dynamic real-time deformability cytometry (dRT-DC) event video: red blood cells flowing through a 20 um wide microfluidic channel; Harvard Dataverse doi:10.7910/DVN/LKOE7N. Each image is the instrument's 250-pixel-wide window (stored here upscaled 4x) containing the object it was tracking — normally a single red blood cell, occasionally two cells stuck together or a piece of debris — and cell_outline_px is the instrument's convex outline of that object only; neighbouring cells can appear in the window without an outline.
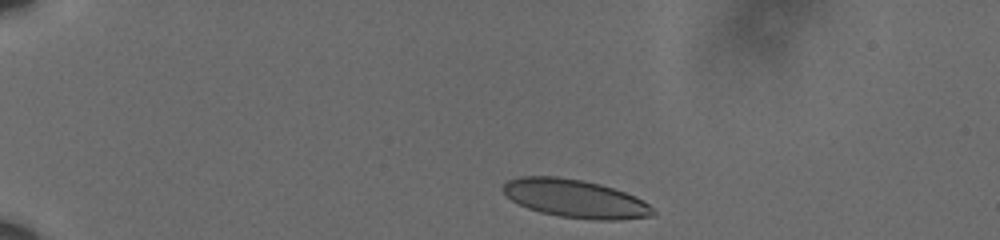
{"species": "human", "species_latin": "Homo sapiens", "temperature_condition": "cold", "stored_images_in_passage": 10, "camera_frame_rate_fps": 3000, "um_per_image_px": 0.085, "donor": {"sex": "male"}, "frame": {"image": 1, "passage_image": 1, "time_ms": 0.0, "image_size_px": [1000, 240], "cell_outline_px": [[656, 216], [620, 220], [592, 220], [560, 216], [540, 212], [528, 208], [512, 200], [500, 188], [508, 180], [520, 176], [556, 176], [580, 180], [600, 184], [636, 196], [648, 204], [656, 212]], "centroid_in_image_um": [48.91, 16.89], "position_along_channel_um": 36.1, "area_um2": 33.35}}
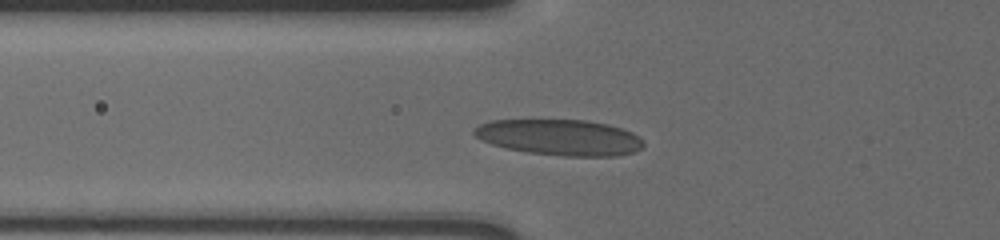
{"frame": {"image": 2, "passage_image": 7, "time_ms": 2.0, "image_size_px": [1000, 240], "cell_outline_px": [[644, 148], [620, 156], [564, 156], [528, 152], [504, 148], [480, 140], [472, 132], [472, 128], [488, 120], [584, 120], [608, 124], [632, 132], [640, 136], [644, 140]], "centroid_in_image_um": [47.58, 11.68], "position_along_channel_um": 78.2, "area_um2": 35.72}}
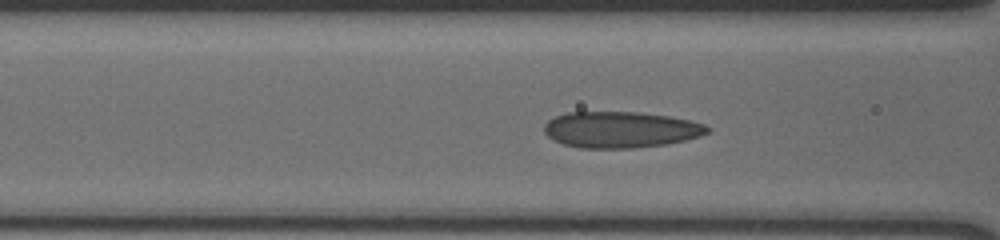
{"frame": {"image": 3, "passage_image": 9, "time_ms": 2.667, "image_size_px": [1000, 240], "cell_outline_px": [[708, 132], [700, 136], [668, 144], [636, 148], [580, 148], [564, 144], [552, 140], [544, 132], [544, 124], [548, 120], [556, 116], [568, 112], [636, 112], [668, 116], [688, 120], [704, 124], [708, 128]], "centroid_in_image_um": [52.71, 11.03], "position_along_channel_um": 113.9, "area_um2": 34.39}}